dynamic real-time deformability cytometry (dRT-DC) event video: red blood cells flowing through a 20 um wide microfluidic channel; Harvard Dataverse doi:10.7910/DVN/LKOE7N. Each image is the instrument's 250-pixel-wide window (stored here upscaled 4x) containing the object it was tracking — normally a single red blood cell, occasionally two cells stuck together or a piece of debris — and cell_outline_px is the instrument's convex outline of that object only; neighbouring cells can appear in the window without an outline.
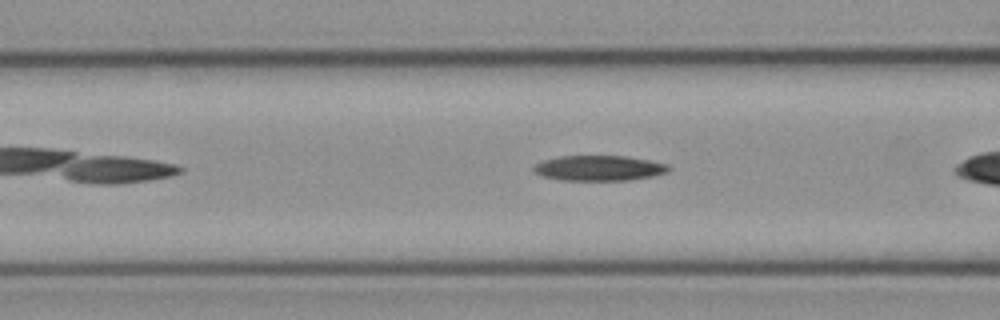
{"species": "common noctule bat (a hibernating species)", "species_latin": "Nyctalus noctula", "temperature_condition": "cold", "stored_images_in_passage": 25, "camera_frame_rate_fps": 3000, "um_per_image_px": 0.085, "animal": {"sex": "female", "body_mass_g": 21.9}, "frame": {"image": 1, "passage_image": 4, "time_ms": 1.0, "image_size_px": [1000, 320], "cell_outline_px": [[672, 168], [668, 172], [652, 176], [632, 180], [560, 180], [540, 176], [532, 172], [532, 168], [540, 160], [560, 156], [628, 156], [668, 164]], "centroid_in_image_um": [50.88, 14.29], "position_along_channel_um": 115.7, "area_um2": 20.17}}
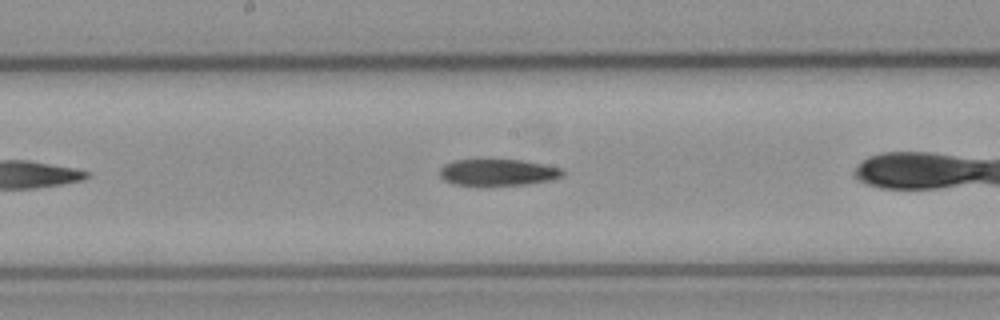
{"frame": {"image": 2, "passage_image": 11, "time_ms": 3.333, "image_size_px": [1000, 320], "cell_outline_px": [[564, 176], [552, 180], [528, 184], [452, 184], [444, 180], [440, 176], [440, 168], [444, 164], [452, 160], [524, 160], [564, 168]], "centroid_in_image_um": [42.37, 14.63], "position_along_channel_um": 205.8, "area_um2": 18.9}}
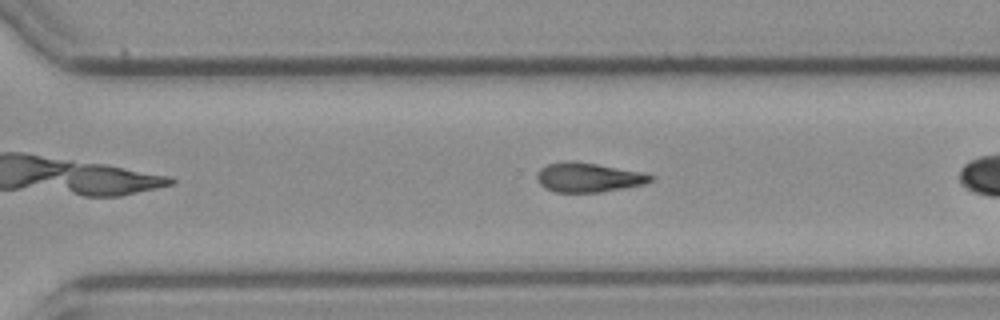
{"frame": {"image": 3, "passage_image": 20, "time_ms": 6.333, "image_size_px": [1000, 320], "cell_outline_px": [[656, 176], [652, 180], [644, 184], [624, 188], [600, 192], [556, 192], [544, 188], [540, 184], [536, 176], [540, 168], [548, 164], [560, 160], [568, 160], [596, 164], [644, 172]], "centroid_in_image_um": [50.01, 15.07], "position_along_channel_um": 320.6, "area_um2": 19.59}}